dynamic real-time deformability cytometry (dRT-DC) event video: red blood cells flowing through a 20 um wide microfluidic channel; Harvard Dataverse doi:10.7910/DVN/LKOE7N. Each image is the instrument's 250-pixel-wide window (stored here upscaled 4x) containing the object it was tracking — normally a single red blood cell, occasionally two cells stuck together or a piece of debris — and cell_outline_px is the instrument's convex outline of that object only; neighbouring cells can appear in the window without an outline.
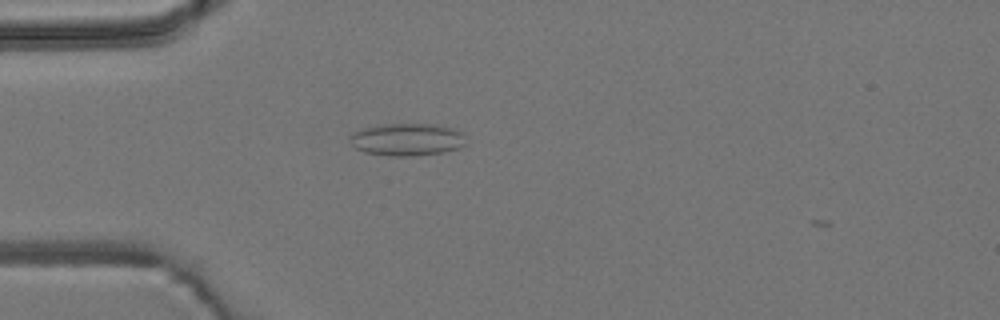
{"species": "common noctule bat (a hibernating species)", "species_latin": "Nyctalus noctula", "temperature_condition": "room temperature", "stored_images_in_passage": 3, "camera_frame_rate_fps": 3000, "um_per_image_px": 0.085, "animal": {"sex": "male", "body_mass_g": 19.2, "forearm_length_mm": 51.8}, "frame": {"image": 1, "passage_image": 3, "time_ms": 2.333, "image_size_px": [1000, 320], "cell_outline_px": [[468, 144], [460, 148], [444, 152], [416, 156], [388, 156], [364, 152], [356, 148], [352, 144], [348, 136], [352, 132], [364, 128], [380, 124], [436, 124], [452, 128], [464, 132]], "centroid_in_image_um": [34.64, 11.86], "position_along_channel_um": 50.4, "area_um2": 22.43}}